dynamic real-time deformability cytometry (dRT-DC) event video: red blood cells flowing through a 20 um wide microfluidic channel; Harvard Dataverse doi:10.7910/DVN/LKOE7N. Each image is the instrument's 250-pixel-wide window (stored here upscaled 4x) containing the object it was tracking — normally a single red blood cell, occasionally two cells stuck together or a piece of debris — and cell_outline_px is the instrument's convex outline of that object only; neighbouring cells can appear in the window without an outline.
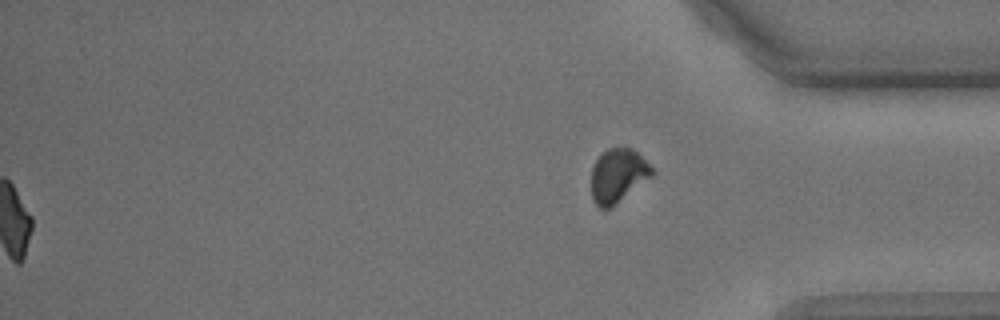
{"species": "common noctule bat (a hibernating species)", "species_latin": "Nyctalus noctula", "temperature_condition": "cold", "stored_images_in_passage": 42, "segment_of_instrument_passage": [2, 2], "camera_frame_rate_fps": 3000, "um_per_image_px": 0.085, "animal": {"sex": "male", "body_mass_g": 15.6}, "frame": {"image": 1, "passage_image": 42, "time_ms": 13.667, "image_size_px": [1000, 320], "cell_outline_px": [[656, 172], [652, 176], [612, 208], [600, 208], [592, 200], [592, 168], [596, 160], [608, 148], [632, 148]], "centroid_in_image_um": [52.53, 14.95], "position_along_channel_um": 382.7, "area_um2": 18.84}}